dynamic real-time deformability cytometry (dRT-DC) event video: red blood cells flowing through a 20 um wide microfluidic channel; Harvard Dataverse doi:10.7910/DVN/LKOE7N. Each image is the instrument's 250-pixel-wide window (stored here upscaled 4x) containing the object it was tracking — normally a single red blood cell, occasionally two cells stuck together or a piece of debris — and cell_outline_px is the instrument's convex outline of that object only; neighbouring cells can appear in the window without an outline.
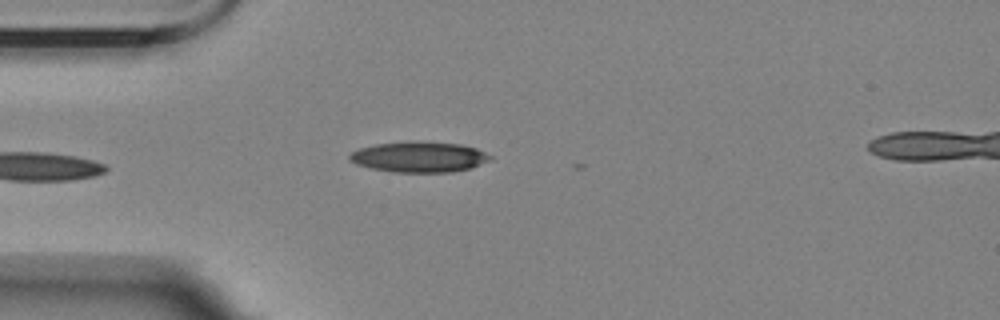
{"species": "Egyptian fruit bat (a non-hibernating species)", "species_latin": "Rousettus aegyptiacus", "temperature_condition": "room temperature", "stored_images_in_passage": 5, "camera_frame_rate_fps": 3000, "um_per_image_px": 0.085, "animal": {"sex": "female"}, "frame": {"image": 1, "passage_image": 5, "time_ms": 5.333, "image_size_px": [1000, 320], "cell_outline_px": [[492, 160], [472, 168], [452, 172], [392, 172], [372, 168], [356, 164], [348, 160], [348, 156], [352, 152], [360, 148], [376, 144], [420, 140], [460, 144], [476, 148], [492, 156]], "centroid_in_image_um": [35.65, 13.33], "position_along_channel_um": 49.3, "area_um2": 25.32}}